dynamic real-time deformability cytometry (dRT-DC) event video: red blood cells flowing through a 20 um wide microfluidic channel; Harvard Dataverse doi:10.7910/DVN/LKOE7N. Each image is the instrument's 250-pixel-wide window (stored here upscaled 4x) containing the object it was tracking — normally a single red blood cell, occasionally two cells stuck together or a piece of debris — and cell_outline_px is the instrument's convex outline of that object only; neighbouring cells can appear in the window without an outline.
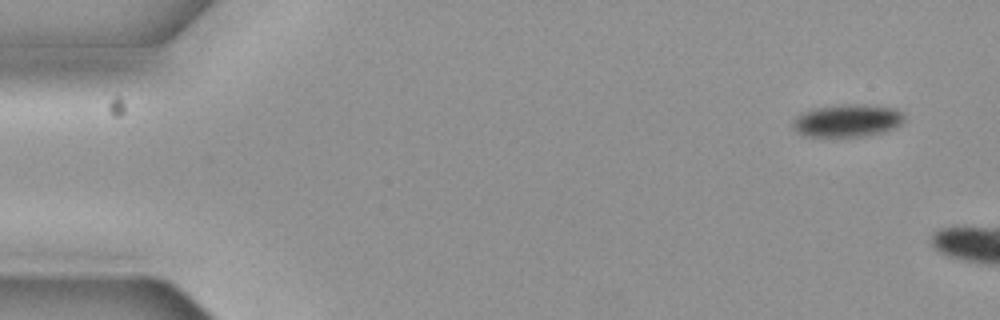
{"species": "common noctule bat (a hibernating species)", "species_latin": "Nyctalus noctula", "temperature_condition": "cold", "stored_images_in_passage": 3, "camera_frame_rate_fps": 3000, "um_per_image_px": 0.085, "animal": {"sex": "female", "body_mass_g": 19.3, "forearm_length_mm": 54.1}, "frame": {"image": 1, "passage_image": 1, "time_ms": 0.0, "image_size_px": [1000, 320], "cell_outline_px": [[904, 120], [900, 124], [884, 132], [864, 136], [808, 136], [800, 132], [792, 124], [796, 116], [804, 112], [816, 108], [848, 104], [856, 104], [896, 108], [904, 116]], "centroid_in_image_um": [72.06, 10.25], "position_along_channel_um": 12.9, "area_um2": 20.63}}